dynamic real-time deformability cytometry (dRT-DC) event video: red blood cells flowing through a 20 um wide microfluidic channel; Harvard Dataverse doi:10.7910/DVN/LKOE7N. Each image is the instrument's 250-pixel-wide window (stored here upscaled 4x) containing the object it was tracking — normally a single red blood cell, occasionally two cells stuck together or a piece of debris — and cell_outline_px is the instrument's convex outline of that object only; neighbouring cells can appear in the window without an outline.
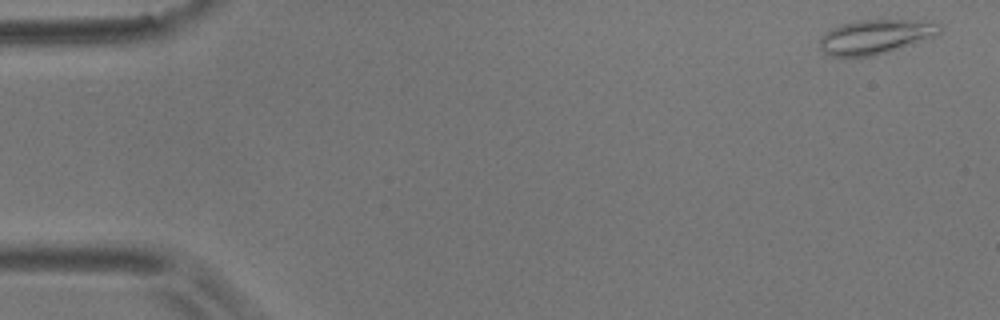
{"species": "common noctule bat (a hibernating species)", "species_latin": "Nyctalus noctula", "temperature_condition": "room temperature", "stored_images_in_passage": 5, "camera_frame_rate_fps": 3000, "um_per_image_px": 0.085, "animal": {"sex": "male", "body_mass_g": 17.9}, "frame": {"image": 1, "passage_image": 1, "time_ms": 0.0, "image_size_px": [1000, 320], "cell_outline_px": [[944, 24], [940, 32], [936, 36], [888, 52], [872, 56], [832, 56], [824, 52], [820, 48], [820, 36], [832, 28], [840, 24], [860, 20], [916, 20]], "centroid_in_image_um": [74.44, 3.11], "position_along_channel_um": 10.6, "area_um2": 24.04}}